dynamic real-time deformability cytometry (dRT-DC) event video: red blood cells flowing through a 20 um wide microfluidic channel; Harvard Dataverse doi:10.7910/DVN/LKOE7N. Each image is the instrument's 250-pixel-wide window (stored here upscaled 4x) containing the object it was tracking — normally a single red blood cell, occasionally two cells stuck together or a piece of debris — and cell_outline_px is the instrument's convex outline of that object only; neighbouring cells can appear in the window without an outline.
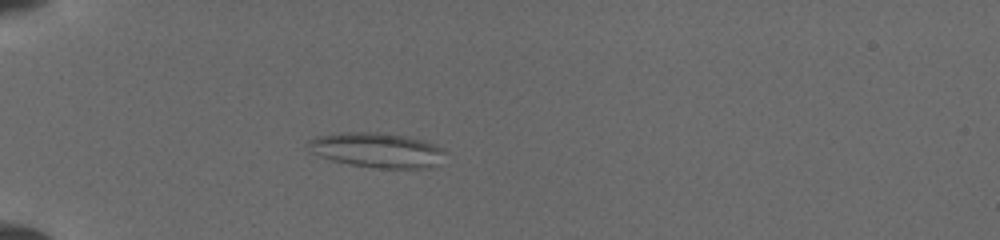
{"species": "common noctule bat (a hibernating species)", "species_latin": "Nyctalus noctula", "temperature_condition": "cold", "stored_images_in_passage": 47, "camera_frame_rate_fps": 3000, "um_per_image_px": 0.085, "animal": {"sex": "female", "body_mass_g": 19.5, "forearm_length_mm": 54.1}, "frame": {"image": 1, "passage_image": 21, "time_ms": 4.667, "image_size_px": [1000, 240], "cell_outline_px": [[440, 152], [428, 168], [376, 168], [348, 164], [332, 160], [308, 152], [308, 140], [316, 136], [344, 132], [376, 132], [400, 136], [416, 140], [440, 148]], "centroid_in_image_um": [31.79, 12.76], "position_along_channel_um": 53.2, "area_um2": 26.59}}
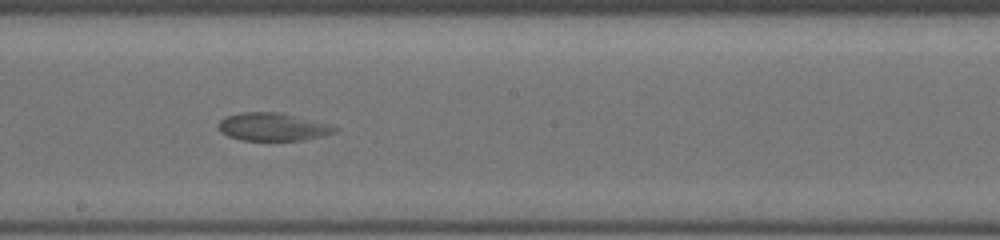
{"frame": {"image": 2, "passage_image": 33, "time_ms": 9.667, "image_size_px": [1000, 240], "cell_outline_px": [[336, 132], [304, 140], [240, 140], [228, 136], [220, 132], [220, 120], [228, 116], [244, 112], [276, 112], [324, 124], [336, 128]], "centroid_in_image_um": [23.1, 10.8], "position_along_channel_um": 225.1, "area_um2": 18.15}}
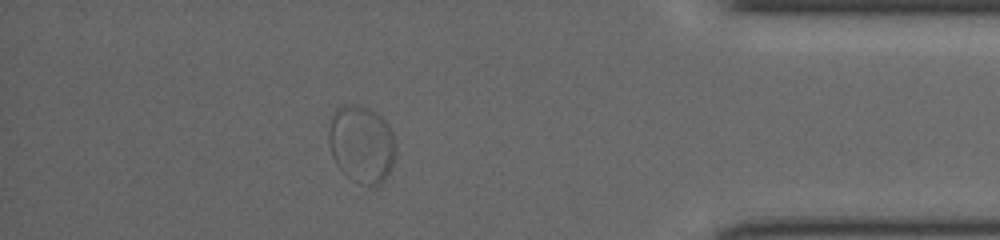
{"frame": {"image": 3, "passage_image": 44, "time_ms": 15.0, "image_size_px": [1000, 240], "cell_outline_px": [[396, 156], [384, 180], [380, 184], [360, 184], [348, 176], [336, 164], [332, 156], [328, 140], [328, 132], [332, 116], [336, 108], [344, 104], [360, 104], [376, 112], [384, 120], [392, 132], [396, 144]], "centroid_in_image_um": [30.73, 12.21], "position_along_channel_um": 404.5, "area_um2": 30.23}}